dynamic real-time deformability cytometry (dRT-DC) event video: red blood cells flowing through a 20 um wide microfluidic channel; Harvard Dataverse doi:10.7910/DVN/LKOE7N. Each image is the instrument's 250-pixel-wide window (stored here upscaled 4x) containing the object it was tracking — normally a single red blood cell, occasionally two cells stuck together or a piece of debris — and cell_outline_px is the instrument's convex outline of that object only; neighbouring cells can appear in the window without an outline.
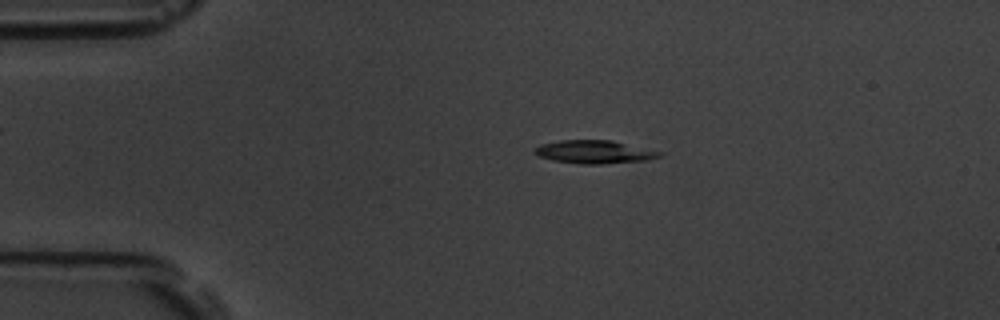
{"species": "common noctule bat (a hibernating species)", "species_latin": "Nyctalus noctula", "temperature_condition": "room temperature", "stored_images_in_passage": 55, "camera_frame_rate_fps": 3000, "um_per_image_px": 0.085, "animal": {"sex": "male", "body_mass_g": 19.5, "forearm_length_mm": 54.6}, "frame": {"image": 1, "passage_image": 11, "time_ms": 3.333, "image_size_px": [1000, 320], "cell_outline_px": [[664, 152], [660, 156], [644, 160], [600, 164], [580, 164], [552, 160], [540, 156], [532, 152], [532, 148], [540, 144], [560, 140], [612, 140]], "centroid_in_image_um": [50.47, 12.9], "position_along_channel_um": 34.5, "area_um2": 16.88}}
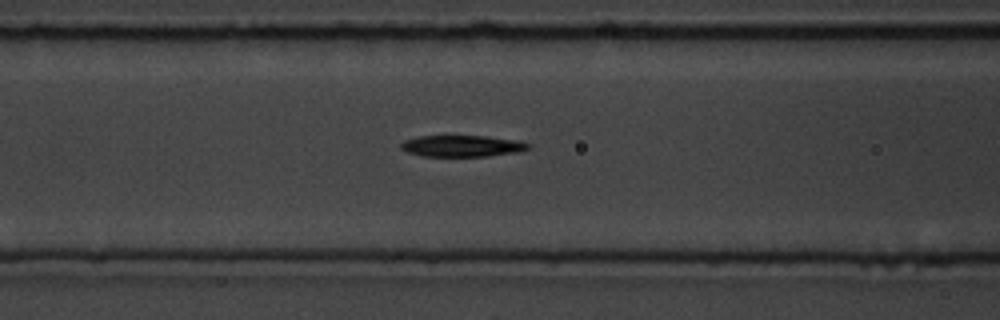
{"frame": {"image": 2, "passage_image": 22, "time_ms": 7.0, "image_size_px": [1000, 320], "cell_outline_px": [[532, 144], [528, 148], [520, 152], [488, 156], [424, 156], [408, 152], [400, 148], [400, 144], [404, 140], [420, 136], [484, 136], [516, 140]], "centroid_in_image_um": [39.29, 12.41], "position_along_channel_um": 127.3, "area_um2": 15.84}}
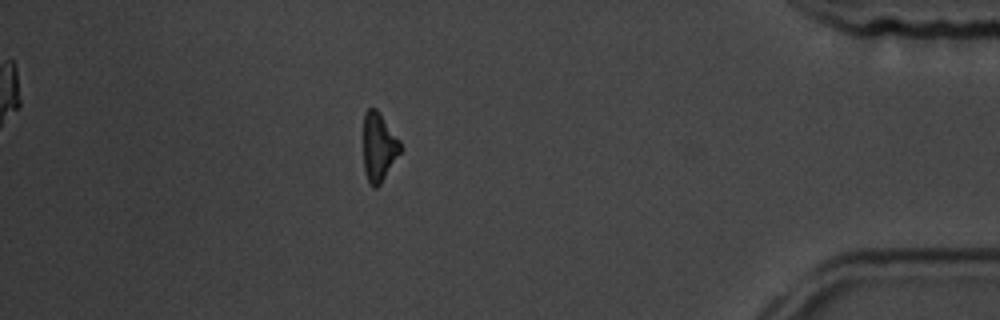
{"frame": {"image": 3, "passage_image": 48, "time_ms": 15.667, "image_size_px": [1000, 320], "cell_outline_px": [[400, 152], [380, 184], [376, 188], [372, 188], [368, 180], [364, 168], [364, 112], [368, 108], [376, 108], [380, 112], [400, 140]], "centroid_in_image_um": [32.19, 12.46], "position_along_channel_um": 403.0, "area_um2": 14.62}, "authors_computed_cell_mechanics": {"area_um2": 16.1262, "velocity_mm_per_s": 3.6936, "shape_relaxation_time_tau1_ms": 2.8871, "shape_relaxation_time_tau2_ms": null, "deformation_change_tau1": 0.1302, "deformation_change_tau2": null}}